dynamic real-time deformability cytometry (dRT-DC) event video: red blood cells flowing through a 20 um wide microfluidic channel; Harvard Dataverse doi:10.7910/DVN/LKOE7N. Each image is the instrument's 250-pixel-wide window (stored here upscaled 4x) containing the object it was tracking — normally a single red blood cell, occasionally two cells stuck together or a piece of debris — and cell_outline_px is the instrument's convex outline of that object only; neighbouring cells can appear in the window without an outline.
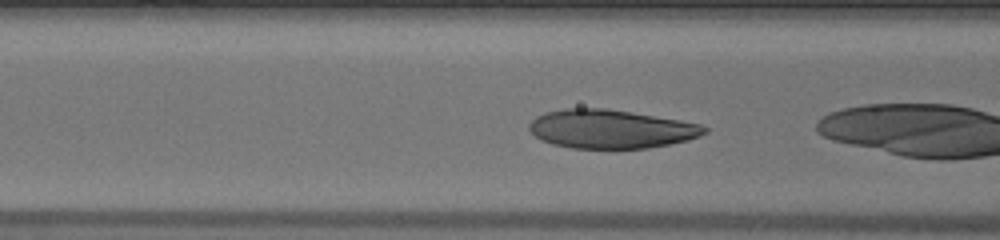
{"species": "human", "species_latin": "Homo sapiens", "temperature_condition": "warm", "stored_images_in_passage": 20, "camera_frame_rate_fps": 3000, "um_per_image_px": 0.085, "donor": {"sex": "male"}, "frame": {"image": 1, "passage_image": 9, "time_ms": 2.667, "image_size_px": [1000, 240], "cell_outline_px": [[708, 132], [700, 136], [688, 140], [648, 148], [572, 148], [552, 144], [540, 140], [528, 128], [528, 124], [536, 116], [544, 112], [564, 108], [604, 108], [632, 112], [680, 120], [700, 124], [708, 128]], "centroid_in_image_um": [51.9, 10.96], "position_along_channel_um": 114.7, "area_um2": 39.59}}